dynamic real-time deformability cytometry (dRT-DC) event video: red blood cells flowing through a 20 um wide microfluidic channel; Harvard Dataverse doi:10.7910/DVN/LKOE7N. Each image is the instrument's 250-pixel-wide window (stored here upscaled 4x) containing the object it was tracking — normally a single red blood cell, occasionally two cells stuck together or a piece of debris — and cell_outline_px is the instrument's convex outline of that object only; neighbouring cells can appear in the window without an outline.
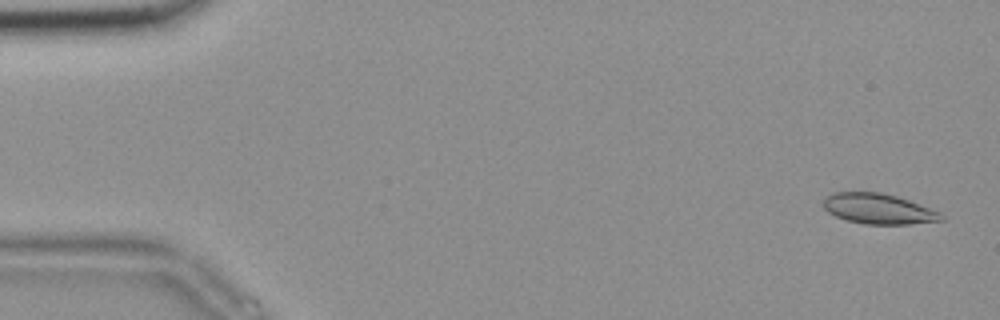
{"species": "common noctule bat (a hibernating species)", "species_latin": "Nyctalus noctula", "temperature_condition": "room temperature", "stored_images_in_passage": 55, "camera_frame_rate_fps": 3000, "um_per_image_px": 0.085, "animal": {"sex": "female", "body_mass_g": 18.4}, "frame": {"image": 1, "passage_image": 2, "time_ms": 0.333, "image_size_px": [1000, 320], "cell_outline_px": [[944, 220], [908, 224], [864, 224], [848, 220], [836, 216], [828, 212], [824, 208], [824, 200], [832, 192], [880, 192], [896, 196], [908, 200], [940, 212], [944, 216]], "centroid_in_image_um": [74.67, 17.75], "position_along_channel_um": 10.3, "area_um2": 20.63}}
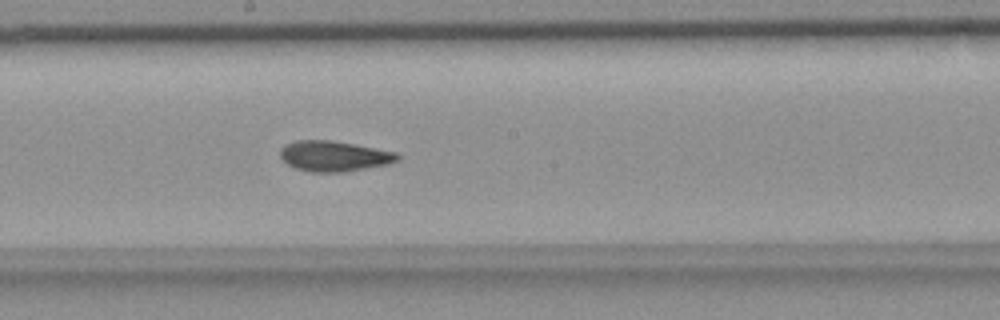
{"frame": {"image": 2, "passage_image": 30, "time_ms": 9.667, "image_size_px": [1000, 320], "cell_outline_px": [[400, 160], [388, 164], [340, 172], [312, 172], [296, 168], [288, 164], [280, 156], [280, 148], [296, 140], [332, 140], [356, 144], [396, 152], [400, 156]], "centroid_in_image_um": [28.41, 13.26], "position_along_channel_um": 219.8, "area_um2": 20.69}}
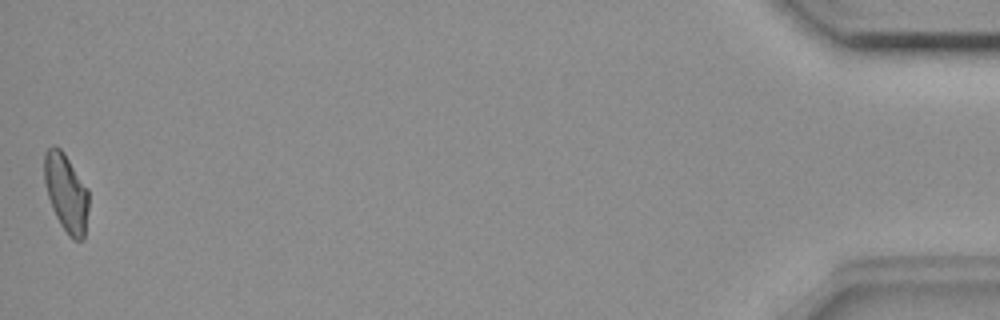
{"frame": {"image": 3, "passage_image": 55, "time_ms": 18.0, "image_size_px": [1000, 320], "cell_outline_px": [[88, 208], [84, 240], [72, 240], [68, 236], [60, 224], [52, 208], [48, 196], [44, 180], [44, 152], [52, 144], [60, 148], [64, 152], [88, 188]], "centroid_in_image_um": [5.62, 16.38], "position_along_channel_um": 429.6, "area_um2": 20.4}, "authors_computed_cell_mechanics": {"area_um2": 20.4612, "velocity_mm_per_s": 3.6609, "shape_relaxation_time_tau1_ms": null, "shape_relaxation_time_tau2_ms": 2.9078, "deformation_change_tau1": null, "deformation_change_tau2": 0.0728}}